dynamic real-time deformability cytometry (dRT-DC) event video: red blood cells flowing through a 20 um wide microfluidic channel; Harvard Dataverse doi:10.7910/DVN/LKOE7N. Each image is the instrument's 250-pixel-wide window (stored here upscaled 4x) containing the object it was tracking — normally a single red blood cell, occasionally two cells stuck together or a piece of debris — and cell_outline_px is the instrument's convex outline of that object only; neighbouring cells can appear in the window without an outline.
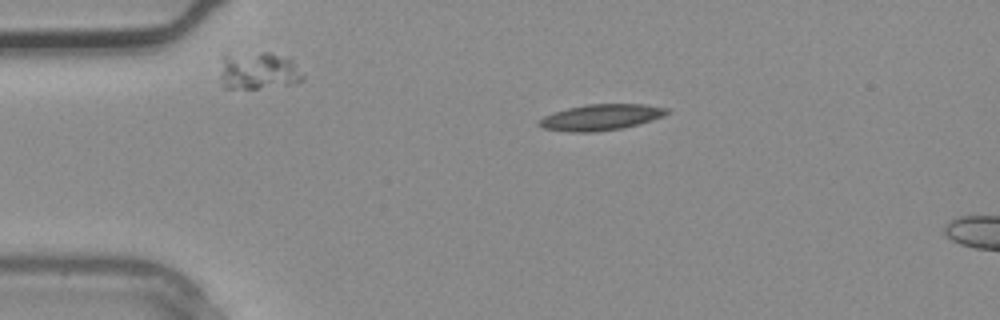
{"species": "common noctule bat (a hibernating species)", "species_latin": "Nyctalus noctula", "temperature_condition": "warm", "stored_images_in_passage": 2, "camera_frame_rate_fps": 3000, "um_per_image_px": 0.085, "animal": {"sex": "male", "body_mass_g": 20.4}, "frame": {"image": 1, "passage_image": 2, "time_ms": 0.333, "image_size_px": [1000, 320], "cell_outline_px": [[668, 112], [664, 116], [652, 120], [624, 128], [596, 132], [572, 132], [544, 128], [536, 124], [536, 120], [544, 116], [568, 108], [584, 104], [644, 104], [668, 108]], "centroid_in_image_um": [51.06, 9.97], "position_along_channel_um": 33.9, "area_um2": 19.42}}